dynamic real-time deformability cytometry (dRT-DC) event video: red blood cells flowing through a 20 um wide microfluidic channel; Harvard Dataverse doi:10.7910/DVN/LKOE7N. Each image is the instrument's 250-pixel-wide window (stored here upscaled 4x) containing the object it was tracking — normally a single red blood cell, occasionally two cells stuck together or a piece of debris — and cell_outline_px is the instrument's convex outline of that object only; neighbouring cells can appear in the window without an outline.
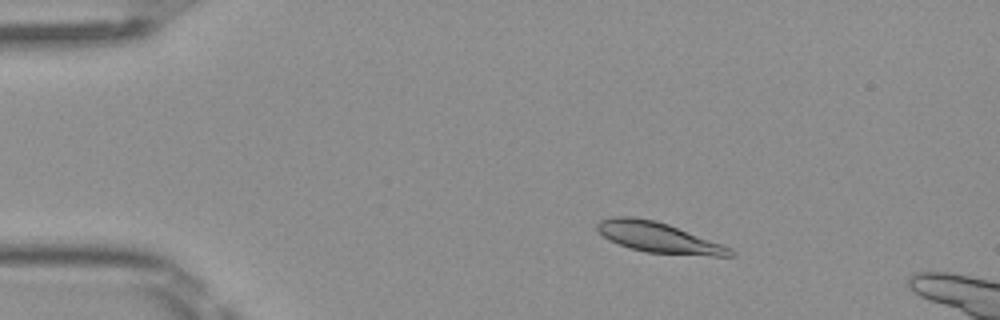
{"species": "Egyptian fruit bat (a non-hibernating species)", "species_latin": "Rousettus aegyptiacus", "temperature_condition": "room temperature", "stored_images_in_passage": 4, "camera_frame_rate_fps": 3000, "um_per_image_px": 0.085, "frame": {"image": 1, "passage_image": 3, "time_ms": 0.667, "image_size_px": [1000, 320], "cell_outline_px": [[736, 256], [712, 256], [648, 252], [632, 248], [608, 240], [596, 228], [596, 224], [600, 220], [612, 216], [632, 216], [656, 220], [668, 224], [732, 248], [736, 252]], "centroid_in_image_um": [55.98, 20.17], "position_along_channel_um": 29.0, "area_um2": 23.41}}